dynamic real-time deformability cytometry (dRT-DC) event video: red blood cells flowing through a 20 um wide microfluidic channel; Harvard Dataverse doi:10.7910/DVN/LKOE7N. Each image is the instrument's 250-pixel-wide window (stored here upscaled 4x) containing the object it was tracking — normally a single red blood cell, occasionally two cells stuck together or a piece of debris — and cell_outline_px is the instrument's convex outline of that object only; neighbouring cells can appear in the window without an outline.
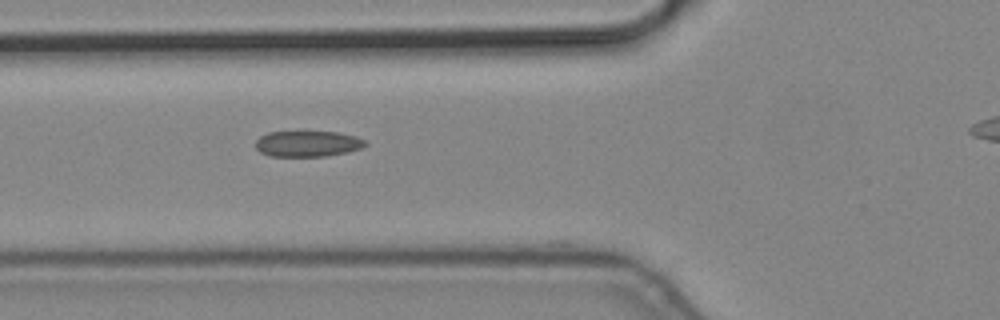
{"species": "common noctule bat (a hibernating species)", "species_latin": "Nyctalus noctula", "temperature_condition": "cold", "stored_images_in_passage": 6, "segment_of_instrument_passage": [1, 2], "camera_frame_rate_fps": 3000, "um_per_image_px": 0.085, "animal": {"sex": "male", "body_mass_g": 19.2, "forearm_length_mm": 51.8}, "frame": {"image": 1, "passage_image": 5, "time_ms": 1.333, "image_size_px": [1000, 320], "cell_outline_px": [[368, 144], [360, 148], [348, 152], [324, 156], [268, 156], [260, 152], [256, 148], [256, 140], [260, 136], [268, 132], [336, 132], [356, 136], [364, 140]], "centroid_in_image_um": [26.13, 12.22], "position_along_channel_um": 99.7, "area_um2": 16.47}}